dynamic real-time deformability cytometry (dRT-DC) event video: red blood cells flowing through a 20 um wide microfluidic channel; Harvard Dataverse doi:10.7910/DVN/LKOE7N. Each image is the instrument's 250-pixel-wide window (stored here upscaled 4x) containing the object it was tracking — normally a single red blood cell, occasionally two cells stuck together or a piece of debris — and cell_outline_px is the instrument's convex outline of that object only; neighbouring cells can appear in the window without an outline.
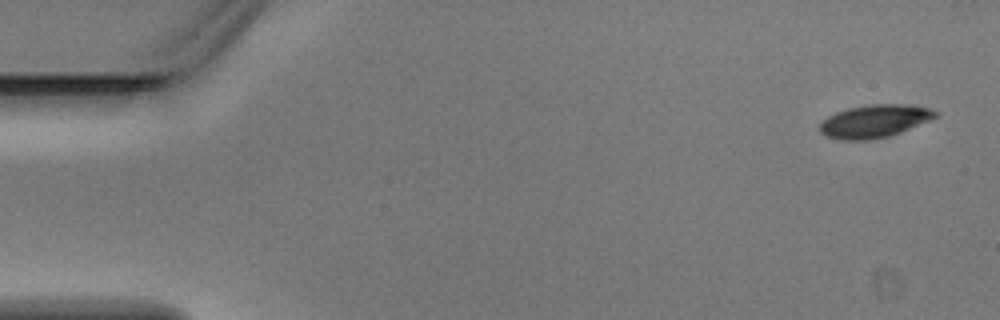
{"species": "Egyptian fruit bat (a non-hibernating species)", "species_latin": "Rousettus aegyptiacus", "temperature_condition": "warm", "stored_images_in_passage": 5, "camera_frame_rate_fps": 3000, "um_per_image_px": 0.085, "animal": {"sex": "male"}, "frame": {"image": 1, "passage_image": 1, "time_ms": 0.0, "image_size_px": [1000, 320], "cell_outline_px": [[940, 112], [936, 116], [928, 120], [900, 132], [888, 136], [864, 140], [844, 140], [828, 136], [820, 132], [820, 124], [828, 116], [836, 112], [848, 108], [872, 104], [904, 104], [928, 108]], "centroid_in_image_um": [74.32, 10.29], "position_along_channel_um": 10.7, "area_um2": 21.68}}
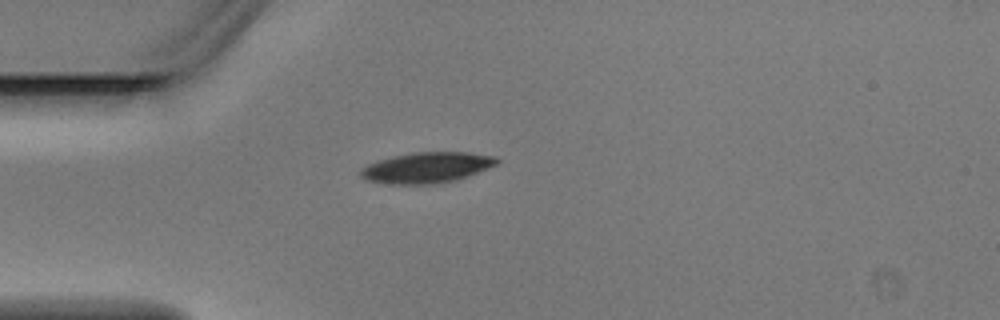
{"frame": {"image": 2, "passage_image": 4, "time_ms": 1.0, "image_size_px": [1000, 320], "cell_outline_px": [[500, 160], [496, 164], [456, 180], [440, 184], [388, 184], [368, 180], [360, 176], [360, 172], [368, 164], [380, 160], [412, 152], [468, 152], [496, 156]], "centroid_in_image_um": [36.3, 14.25], "position_along_channel_um": 48.7, "area_um2": 24.1}}